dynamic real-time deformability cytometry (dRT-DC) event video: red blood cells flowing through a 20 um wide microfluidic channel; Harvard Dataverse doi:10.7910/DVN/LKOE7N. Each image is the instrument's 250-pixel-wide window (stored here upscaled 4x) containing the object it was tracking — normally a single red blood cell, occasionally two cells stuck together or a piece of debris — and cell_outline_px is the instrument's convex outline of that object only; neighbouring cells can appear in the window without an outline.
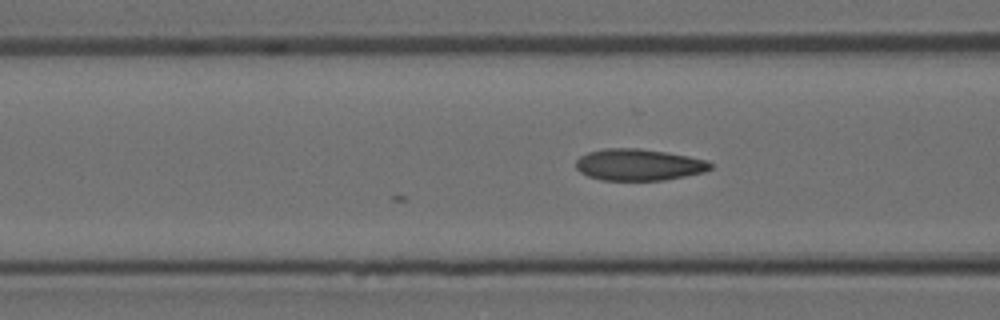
{"species": "Egyptian fruit bat (a non-hibernating species)", "species_latin": "Rousettus aegyptiacus", "temperature_condition": "room temperature", "stored_images_in_passage": 5, "camera_frame_rate_fps": 3000, "um_per_image_px": 0.085, "animal": {"sex": "female"}, "frame": {"image": 1, "passage_image": 5, "time_ms": 1.333, "image_size_px": [1000, 320], "cell_outline_px": [[712, 168], [704, 172], [664, 180], [600, 180], [588, 176], [580, 172], [576, 168], [576, 160], [580, 156], [588, 152], [604, 148], [640, 148], [688, 156], [708, 160], [712, 164]], "centroid_in_image_um": [54.28, 14.0], "position_along_channel_um": 112.3, "area_um2": 24.8}}